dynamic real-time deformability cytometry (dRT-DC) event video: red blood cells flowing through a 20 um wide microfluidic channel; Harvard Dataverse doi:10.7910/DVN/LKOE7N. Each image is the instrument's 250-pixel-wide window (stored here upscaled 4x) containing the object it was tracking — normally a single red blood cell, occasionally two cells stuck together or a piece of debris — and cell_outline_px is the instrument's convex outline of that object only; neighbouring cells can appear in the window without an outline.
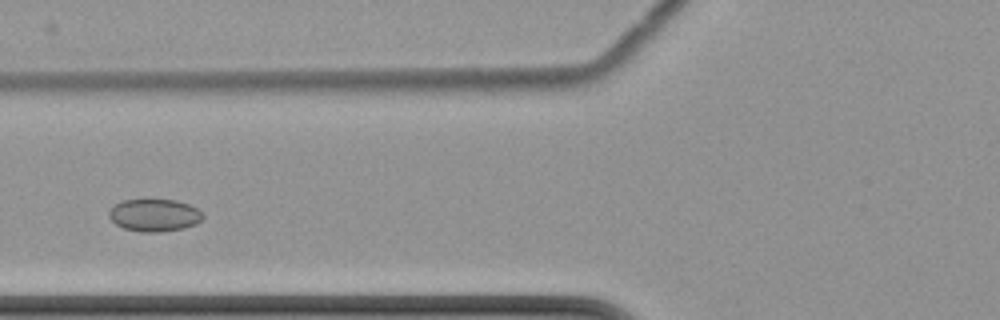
{"species": "common noctule bat (a hibernating species)", "species_latin": "Nyctalus noctula", "temperature_condition": "cold", "stored_images_in_passage": 3, "camera_frame_rate_fps": 3000, "um_per_image_px": 0.085, "animal": {"sex": "female", "body_mass_g": 22.7, "forearm_length_mm": 54.2}, "frame": {"image": 1, "passage_image": 3, "time_ms": 3.0, "image_size_px": [1000, 320], "cell_outline_px": [[204, 216], [196, 224], [184, 228], [160, 232], [140, 232], [124, 228], [116, 224], [108, 216], [108, 212], [120, 200], [176, 200], [188, 204], [196, 208]], "centroid_in_image_um": [13.11, 18.3], "position_along_channel_um": 112.7, "area_um2": 17.63}}